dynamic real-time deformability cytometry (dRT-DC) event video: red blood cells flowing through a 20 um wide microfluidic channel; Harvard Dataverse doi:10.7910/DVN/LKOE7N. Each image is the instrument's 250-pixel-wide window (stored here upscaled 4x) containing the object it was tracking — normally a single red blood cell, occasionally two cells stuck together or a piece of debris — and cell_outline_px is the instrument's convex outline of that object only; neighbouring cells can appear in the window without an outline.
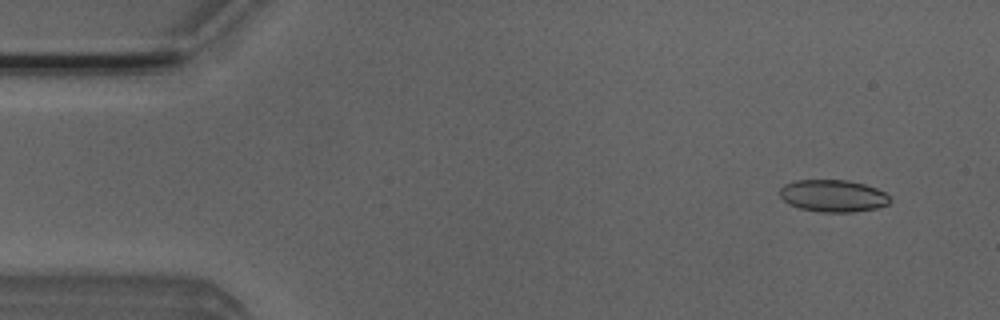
{"species": "Egyptian fruit bat (a non-hibernating species)", "species_latin": "Rousettus aegyptiacus", "temperature_condition": "room temperature", "stored_images_in_passage": 52, "camera_frame_rate_fps": 3000, "um_per_image_px": 0.085, "animal": {"sex": "male"}, "frame": {"image": 1, "passage_image": 4, "time_ms": 1.0, "image_size_px": [1000, 320], "cell_outline_px": [[892, 200], [888, 204], [876, 208], [852, 212], [820, 212], [800, 208], [788, 204], [780, 196], [780, 188], [784, 184], [796, 180], [848, 180], [864, 184], [876, 188], [884, 192]], "centroid_in_image_um": [70.8, 16.64], "position_along_channel_um": 14.2, "area_um2": 20.63}}
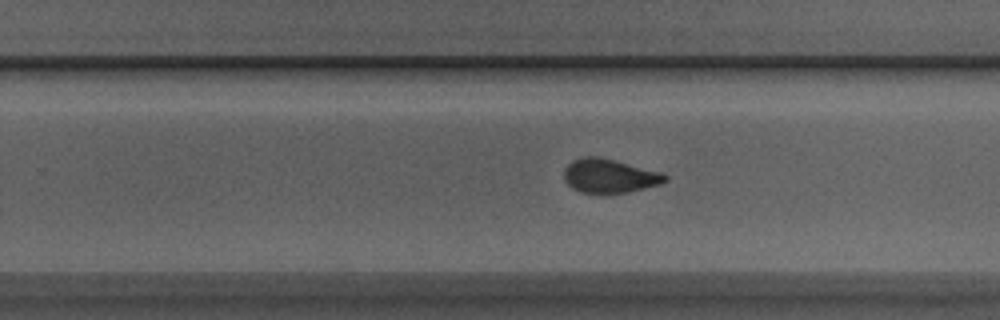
{"frame": {"image": 2, "passage_image": 32, "time_ms": 10.333, "image_size_px": [1000, 320], "cell_outline_px": [[668, 180], [660, 184], [628, 192], [608, 196], [580, 192], [572, 188], [564, 180], [564, 168], [572, 160], [584, 156], [596, 156], [660, 172], [668, 176]], "centroid_in_image_um": [51.76, 14.99], "position_along_channel_um": 278.0, "area_um2": 20.29}}
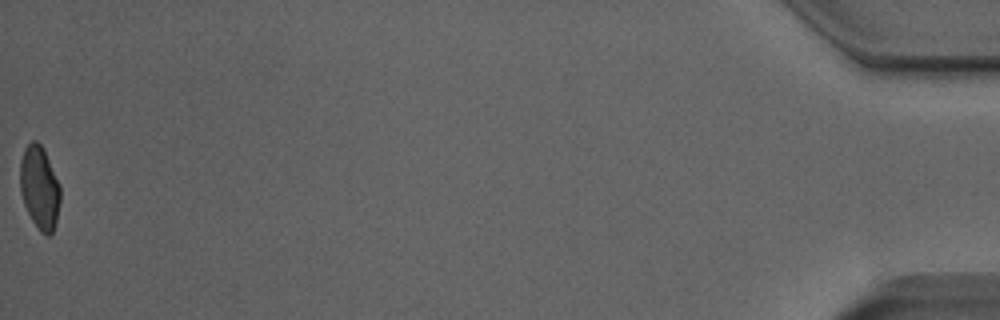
{"frame": {"image": 3, "passage_image": 52, "time_ms": 17.0, "image_size_px": [1000, 320], "cell_outline_px": [[60, 204], [56, 224], [52, 232], [48, 236], [44, 236], [40, 232], [32, 220], [24, 204], [20, 192], [20, 160], [24, 148], [32, 140], [36, 140], [44, 148], [60, 184]], "centroid_in_image_um": [3.37, 15.95], "position_along_channel_um": 431.8, "area_um2": 19.83}, "authors_computed_cell_mechanics": {"area_um2": 20.3167, "velocity_mm_per_s": 3.9283, "shape_relaxation_time_tau1_ms": 7.2704, "shape_relaxation_time_tau2_ms": 1.0075, "deformation_change_tau1": 0.1845, "deformation_change_tau2": 0.0579}}